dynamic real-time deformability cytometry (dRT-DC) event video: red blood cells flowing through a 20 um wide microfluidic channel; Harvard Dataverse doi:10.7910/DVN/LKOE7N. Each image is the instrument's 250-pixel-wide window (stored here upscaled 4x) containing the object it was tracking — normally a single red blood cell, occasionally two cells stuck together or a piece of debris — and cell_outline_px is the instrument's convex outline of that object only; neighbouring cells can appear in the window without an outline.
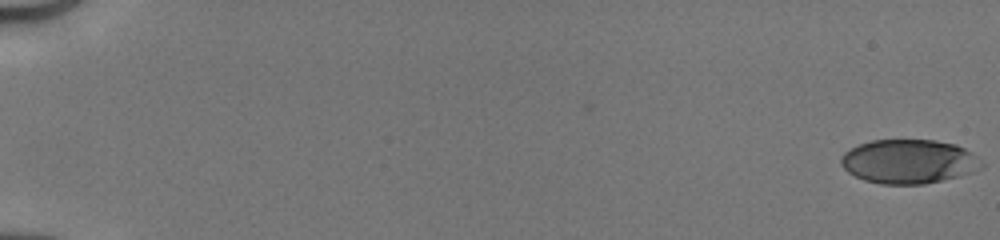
{"species": "human", "species_latin": "Homo sapiens", "temperature_condition": "cold", "stored_images_in_passage": 51, "camera_frame_rate_fps": 3000, "um_per_image_px": 0.085, "donor": {"sex": "male"}, "frame": {"image": 1, "passage_image": 1, "time_ms": 0.0, "image_size_px": [1000, 240], "cell_outline_px": [[984, 168], [972, 172], [924, 184], [880, 184], [864, 180], [848, 172], [840, 164], [840, 156], [844, 152], [860, 144], [872, 140], [936, 140], [956, 144], [972, 152], [984, 164]], "centroid_in_image_um": [77.25, 13.72], "position_along_channel_um": 7.8, "area_um2": 36.13}}
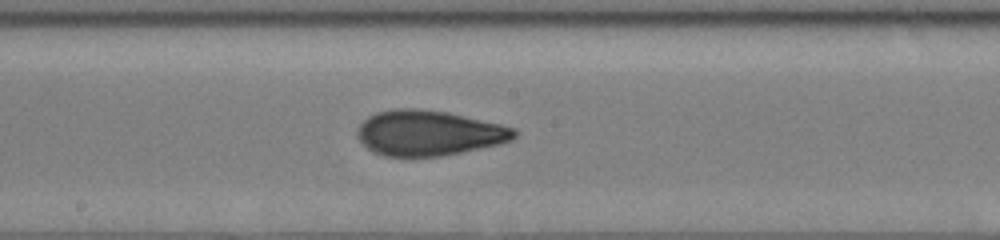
{"frame": {"image": 2, "passage_image": 30, "time_ms": 9.667, "image_size_px": [1000, 240], "cell_outline_px": [[516, 136], [512, 140], [500, 144], [440, 156], [384, 156], [372, 152], [356, 136], [356, 132], [360, 124], [368, 116], [376, 112], [392, 108], [416, 108], [448, 112], [500, 124], [516, 128]], "centroid_in_image_um": [36.42, 11.29], "position_along_channel_um": 211.8, "area_um2": 41.44}}
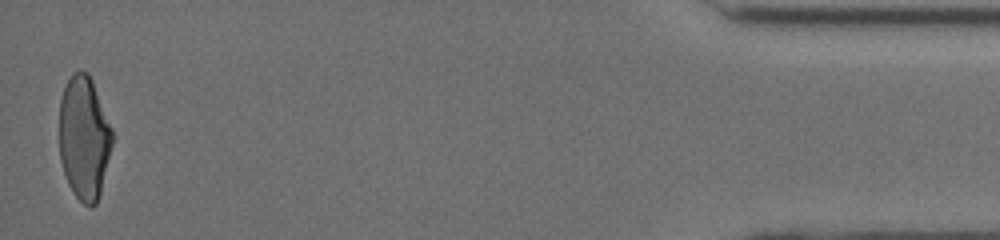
{"frame": {"image": 3, "passage_image": 51, "time_ms": 16.667, "image_size_px": [1000, 240], "cell_outline_px": [[112, 144], [100, 196], [96, 204], [92, 208], [88, 208], [72, 192], [68, 184], [60, 160], [60, 100], [64, 88], [72, 72], [88, 72], [92, 80], [112, 128]], "centroid_in_image_um": [7.15, 11.75], "position_along_channel_um": 428.0, "area_um2": 38.09}, "authors_computed_cell_mechanics": {"area_um2": 38.9572, "velocity_mm_per_s": 4.1746, "shape_relaxation_time_tau1_ms": 5.0593, "shape_relaxation_time_tau2_ms": 1.1625, "deformation_change_tau1": 0.1853, "deformation_change_tau2": 0.0764}}